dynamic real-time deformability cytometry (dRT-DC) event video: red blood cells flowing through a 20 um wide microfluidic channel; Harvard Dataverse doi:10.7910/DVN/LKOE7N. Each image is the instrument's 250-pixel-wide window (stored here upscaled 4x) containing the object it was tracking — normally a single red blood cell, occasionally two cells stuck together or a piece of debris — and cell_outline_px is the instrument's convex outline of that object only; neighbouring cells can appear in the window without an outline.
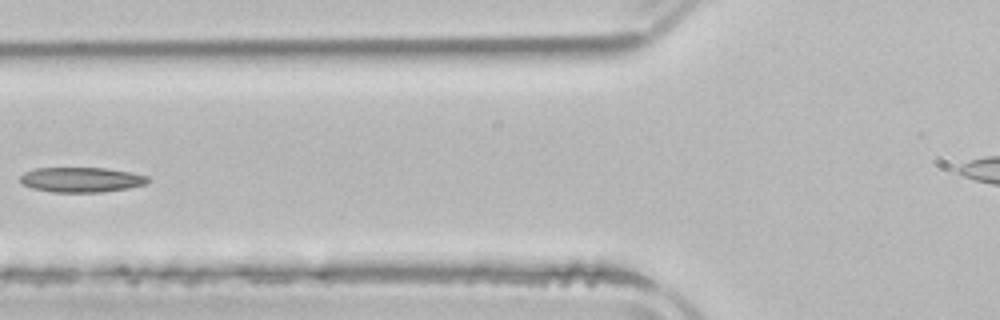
{"species": "common noctule bat (a hibernating species)", "species_latin": "Nyctalus noctula", "temperature_condition": "room temperature", "stored_images_in_passage": 5, "camera_frame_rate_fps": 3000, "um_per_image_px": 0.085, "animal": {"sex": "male", "body_mass_g": 21.5, "forearm_length_mm": 52.0}, "frame": {"image": 1, "passage_image": 5, "time_ms": 6.333, "image_size_px": [1000, 320], "cell_outline_px": [[152, 180], [148, 184], [128, 188], [104, 192], [52, 192], [32, 188], [24, 184], [20, 180], [20, 176], [24, 172], [32, 168], [108, 168], [132, 172], [148, 176]], "centroid_in_image_um": [6.97, 15.27], "position_along_channel_um": 118.8, "area_um2": 18.84}}